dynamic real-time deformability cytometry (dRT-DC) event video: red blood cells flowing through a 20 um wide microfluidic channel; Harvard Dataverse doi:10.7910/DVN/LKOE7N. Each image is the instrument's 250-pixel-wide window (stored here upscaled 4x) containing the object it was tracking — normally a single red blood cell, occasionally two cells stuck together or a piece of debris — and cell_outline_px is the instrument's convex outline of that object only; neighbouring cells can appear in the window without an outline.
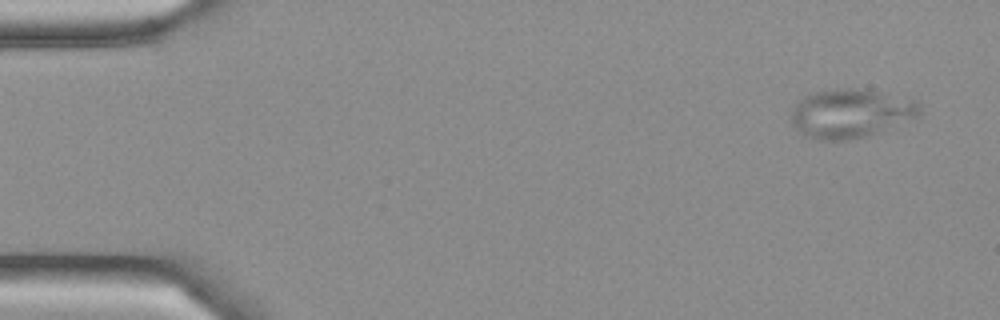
{"species": "Egyptian fruit bat (a non-hibernating species)", "species_latin": "Rousettus aegyptiacus", "temperature_condition": "cold", "stored_images_in_passage": 6, "camera_frame_rate_fps": 3000, "um_per_image_px": 0.085, "frame": {"image": 1, "passage_image": 1, "time_ms": 0.0, "image_size_px": [1000, 320], "cell_outline_px": [[920, 112], [916, 116], [884, 132], [868, 136], [848, 140], [816, 140], [804, 136], [792, 124], [792, 108], [804, 96], [812, 92], [836, 88], [860, 88], [916, 100], [920, 104]], "centroid_in_image_um": [72.3, 9.65], "position_along_channel_um": 12.7, "area_um2": 36.88}}